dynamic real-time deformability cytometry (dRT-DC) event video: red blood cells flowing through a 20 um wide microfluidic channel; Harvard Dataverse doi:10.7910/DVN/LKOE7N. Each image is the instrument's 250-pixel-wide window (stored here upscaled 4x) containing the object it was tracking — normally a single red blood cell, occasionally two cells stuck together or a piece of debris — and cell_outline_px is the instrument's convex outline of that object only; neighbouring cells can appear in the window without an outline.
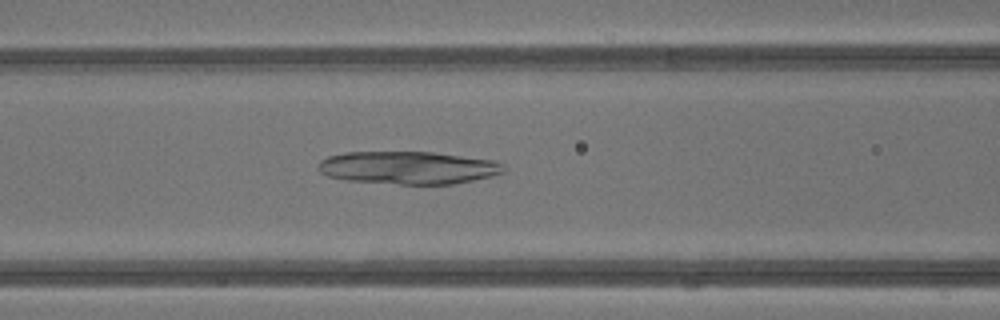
{"species": "common noctule bat (a hibernating species)", "species_latin": "Nyctalus noctula", "temperature_condition": "warm", "stored_images_in_passage": 42, "camera_frame_rate_fps": 3000, "um_per_image_px": 0.085, "animal": {"sex": "male", "body_mass_g": 13.3}, "frame": {"image": 1, "passage_image": 18, "time_ms": 5.667, "image_size_px": [1000, 320], "cell_outline_px": [[504, 172], [492, 176], [452, 184], [400, 184], [348, 180], [328, 176], [320, 172], [316, 168], [316, 164], [320, 160], [328, 156], [344, 152], [432, 152], [492, 160], [500, 164], [504, 168]], "centroid_in_image_um": [34.63, 14.25], "position_along_channel_um": 132.0, "area_um2": 35.26}}
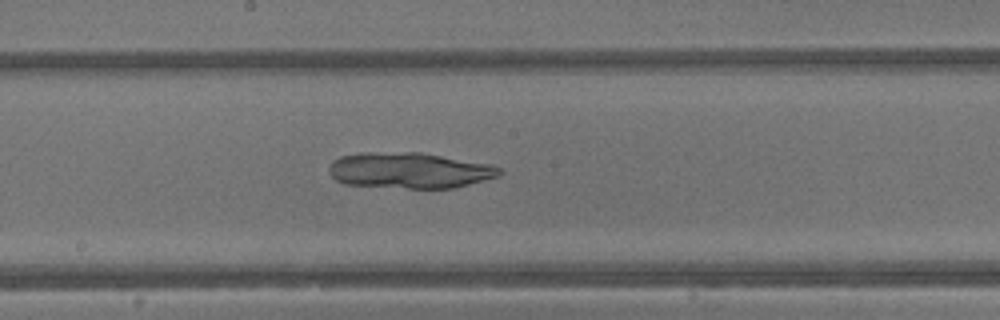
{"frame": {"image": 2, "passage_image": 23, "time_ms": 7.333, "image_size_px": [1000, 320], "cell_outline_px": [[504, 172], [500, 176], [452, 188], [408, 188], [344, 184], [336, 180], [328, 172], [328, 168], [332, 160], [340, 156], [360, 152], [420, 152], [492, 164], [500, 168]], "centroid_in_image_um": [34.8, 14.47], "position_along_channel_um": 213.4, "area_um2": 35.89}}
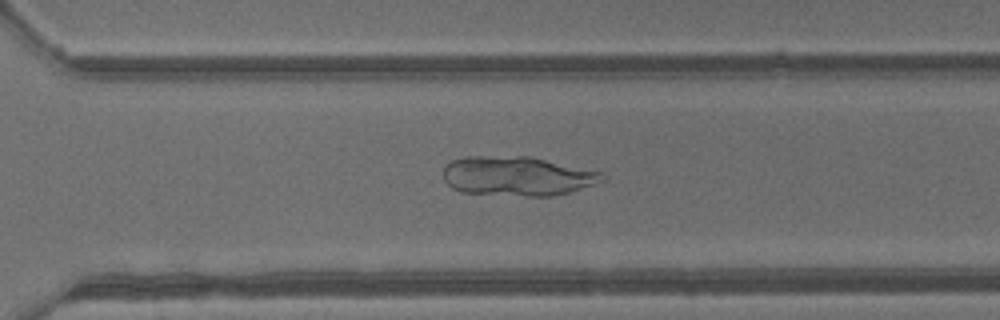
{"frame": {"image": 3, "passage_image": 30, "time_ms": 9.667, "image_size_px": [1000, 320], "cell_outline_px": [[604, 180], [568, 192], [552, 196], [528, 196], [460, 192], [452, 188], [444, 180], [444, 168], [452, 160], [464, 156], [528, 156], [604, 172]], "centroid_in_image_um": [43.94, 14.96], "position_along_channel_um": 326.7, "area_um2": 36.36}}